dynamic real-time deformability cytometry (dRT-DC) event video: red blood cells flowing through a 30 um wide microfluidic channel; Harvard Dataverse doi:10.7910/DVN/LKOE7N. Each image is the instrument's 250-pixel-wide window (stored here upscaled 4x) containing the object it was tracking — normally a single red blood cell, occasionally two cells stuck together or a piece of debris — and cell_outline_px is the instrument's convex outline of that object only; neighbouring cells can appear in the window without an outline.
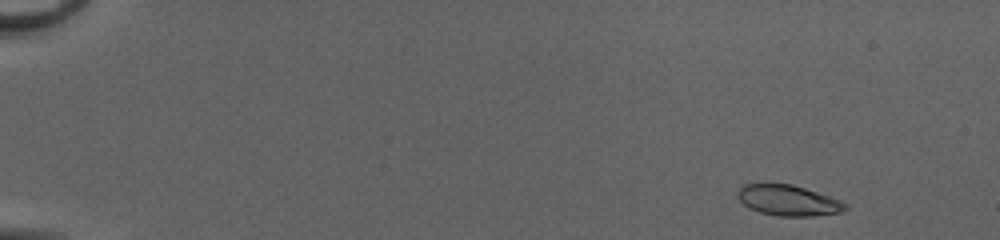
{"species": "common noctule bat (a hibernating species)", "species_latin": "Nyctalus noctula", "temperature_condition": "cold", "stored_images_in_passage": 48, "camera_frame_rate_fps": 3000, "um_per_image_px": 0.085, "animal": {"sex": "female", "body_mass_g": 20.0, "forearm_length_mm": 54.0}, "frame": {"image": 1, "passage_image": 2, "time_ms": 0.333, "image_size_px": [1000, 240], "cell_outline_px": [[848, 208], [840, 212], [812, 216], [780, 216], [760, 212], [748, 208], [736, 196], [736, 192], [744, 184], [792, 184], [840, 200], [848, 204]], "centroid_in_image_um": [66.98, 17.04], "position_along_channel_um": 18.0, "area_um2": 19.07}}
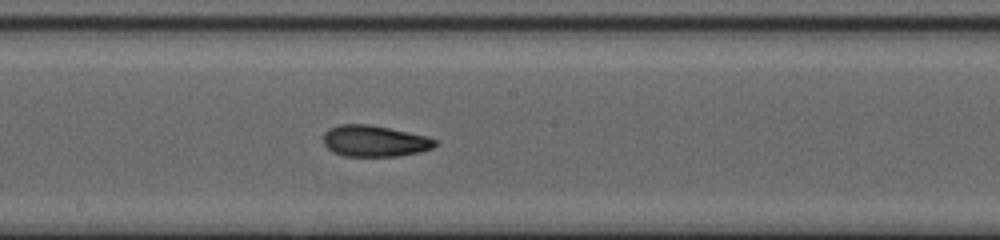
{"frame": {"image": 2, "passage_image": 27, "time_ms": 8.667, "image_size_px": [1000, 240], "cell_outline_px": [[440, 140], [432, 148], [420, 152], [396, 156], [344, 156], [332, 152], [324, 144], [324, 132], [328, 128], [340, 124], [368, 124], [428, 136]], "centroid_in_image_um": [31.84, 11.98], "position_along_channel_um": 216.4, "area_um2": 20.46}}
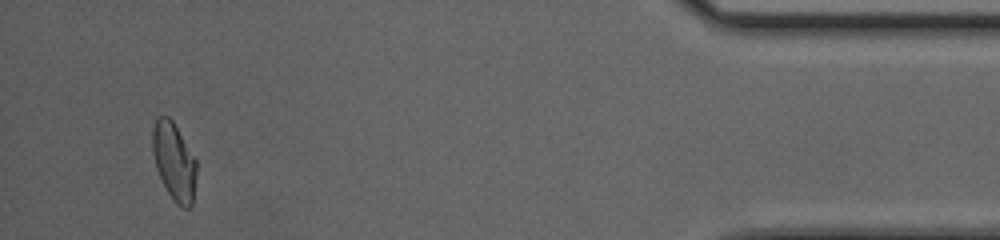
{"frame": {"image": 3, "passage_image": 46, "time_ms": 15.0, "image_size_px": [1000, 240], "cell_outline_px": [[196, 176], [192, 204], [188, 208], [180, 208], [172, 200], [156, 168], [152, 152], [152, 128], [156, 116], [168, 116], [172, 120], [196, 160]], "centroid_in_image_um": [14.78, 13.72], "position_along_channel_um": 420.4, "area_um2": 19.88}, "authors_computed_cell_mechanics": {"area_um2": 20.0566, "velocity_mm_per_s": 4.1644, "shape_relaxation_time_tau1_ms": 7.941, "shape_relaxation_time_tau2_ms": 1.6179, "deformation_change_tau1": 0.215, "deformation_change_tau2": 0.0742}}